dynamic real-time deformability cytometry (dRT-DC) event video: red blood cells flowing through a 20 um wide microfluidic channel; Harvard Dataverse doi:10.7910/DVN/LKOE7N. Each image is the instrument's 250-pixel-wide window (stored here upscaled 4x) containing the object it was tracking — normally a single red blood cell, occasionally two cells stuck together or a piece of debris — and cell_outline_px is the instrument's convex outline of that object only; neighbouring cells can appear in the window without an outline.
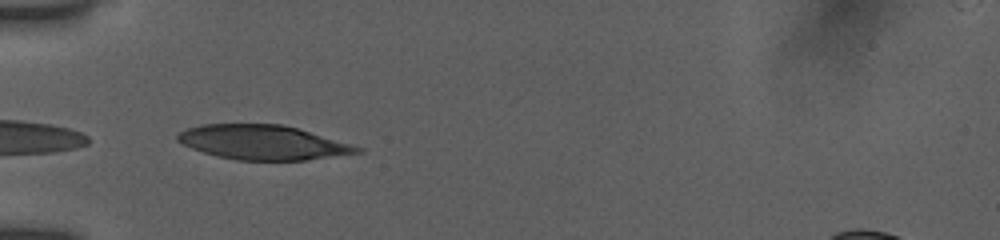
{"species": "human", "species_latin": "Homo sapiens", "temperature_condition": "room temperature", "stored_images_in_passage": 24, "camera_frame_rate_fps": 3000, "um_per_image_px": 0.085, "donor": {"sex": "female"}, "frame": {"image": 1, "passage_image": 1, "time_ms": 0.0, "image_size_px": [1000, 240], "cell_outline_px": [[364, 152], [304, 160], [236, 160], [216, 156], [192, 148], [176, 140], [176, 136], [180, 132], [188, 128], [200, 124], [280, 124], [296, 128], [364, 148]], "centroid_in_image_um": [22.32, 12.1], "position_along_channel_um": 62.7, "area_um2": 35.72}}
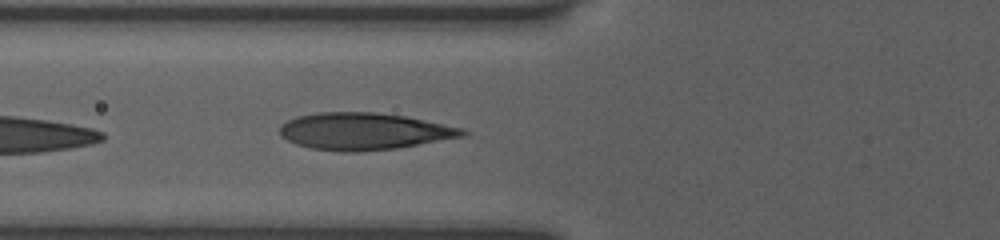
{"frame": {"image": 2, "passage_image": 4, "time_ms": 1.0, "image_size_px": [1000, 240], "cell_outline_px": [[468, 132], [464, 136], [396, 148], [356, 152], [340, 152], [312, 148], [296, 144], [280, 136], [280, 124], [296, 116], [316, 112], [372, 112], [404, 116], [464, 128]], "centroid_in_image_um": [30.9, 11.16], "position_along_channel_um": 94.9, "area_um2": 39.3}}